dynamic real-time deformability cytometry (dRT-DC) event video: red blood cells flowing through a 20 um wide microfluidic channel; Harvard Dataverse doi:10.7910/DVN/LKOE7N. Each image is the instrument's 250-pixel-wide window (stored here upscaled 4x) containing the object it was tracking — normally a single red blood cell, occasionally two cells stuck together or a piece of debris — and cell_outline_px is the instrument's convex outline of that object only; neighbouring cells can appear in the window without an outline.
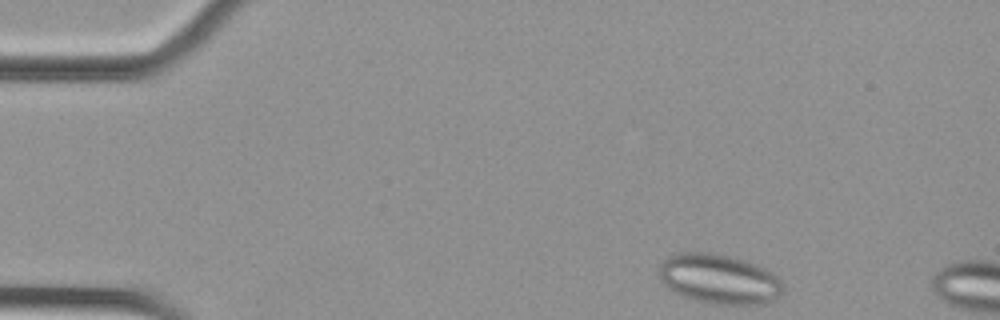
{"species": "Egyptian fruit bat (a non-hibernating species)", "species_latin": "Rousettus aegyptiacus", "temperature_condition": "cold", "stored_images_in_passage": 5, "camera_frame_rate_fps": 3000, "um_per_image_px": 0.085, "animal": {"sex": "female"}, "frame": {"image": 1, "passage_image": 1, "time_ms": 0.0, "image_size_px": [1000, 320], "cell_outline_px": [[784, 288], [780, 296], [764, 304], [716, 304], [696, 300], [684, 296], [668, 288], [660, 280], [660, 264], [668, 256], [680, 252], [712, 252], [744, 260], [756, 264], [772, 272], [784, 284]], "centroid_in_image_um": [61.14, 23.71], "position_along_channel_um": 23.9, "area_um2": 35.89}}